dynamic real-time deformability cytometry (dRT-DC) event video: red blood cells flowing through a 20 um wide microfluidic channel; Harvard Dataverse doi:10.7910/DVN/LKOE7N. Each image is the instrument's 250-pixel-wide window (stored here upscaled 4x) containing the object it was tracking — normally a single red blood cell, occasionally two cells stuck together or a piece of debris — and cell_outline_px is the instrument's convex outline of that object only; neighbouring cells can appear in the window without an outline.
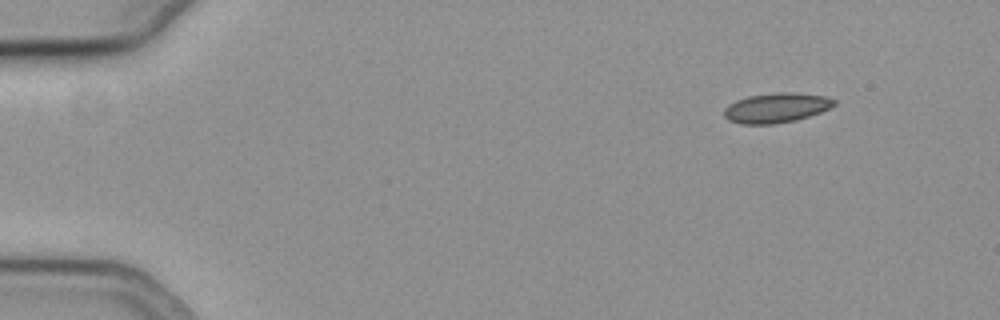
{"species": "common noctule bat (a hibernating species)", "species_latin": "Nyctalus noctula", "temperature_condition": "cold", "stored_images_in_passage": 50, "camera_frame_rate_fps": 3000, "um_per_image_px": 0.085, "animal": {"sex": "female", "body_mass_g": 19.3, "forearm_length_mm": 54.1}, "frame": {"image": 1, "passage_image": 1, "time_ms": 0.0, "image_size_px": [1000, 320], "cell_outline_px": [[836, 104], [820, 112], [796, 120], [776, 124], [740, 124], [728, 120], [724, 116], [724, 108], [728, 104], [736, 100], [748, 96], [776, 92], [792, 92], [824, 96], [836, 100]], "centroid_in_image_um": [65.95, 9.16], "position_along_channel_um": 19.1, "area_um2": 19.13}}
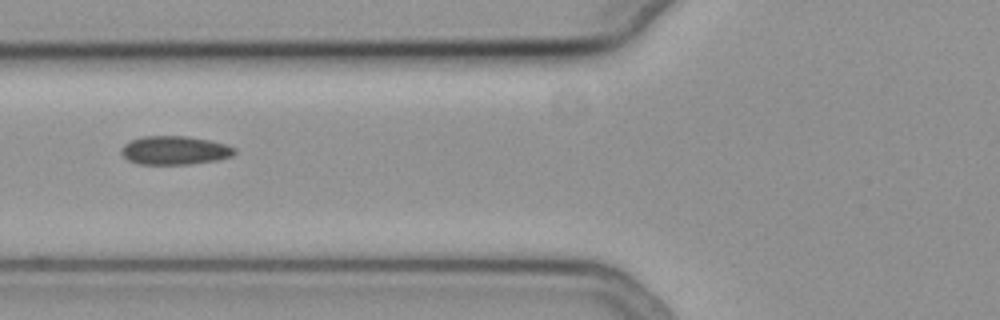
{"frame": {"image": 2, "passage_image": 17, "time_ms": 5.333, "image_size_px": [1000, 320], "cell_outline_px": [[236, 152], [232, 156], [216, 160], [188, 164], [140, 164], [128, 160], [120, 152], [120, 148], [124, 144], [132, 140], [144, 136], [184, 136], [208, 140], [224, 144], [236, 148]], "centroid_in_image_um": [14.83, 12.78], "position_along_channel_um": 111.0, "area_um2": 18.73}}
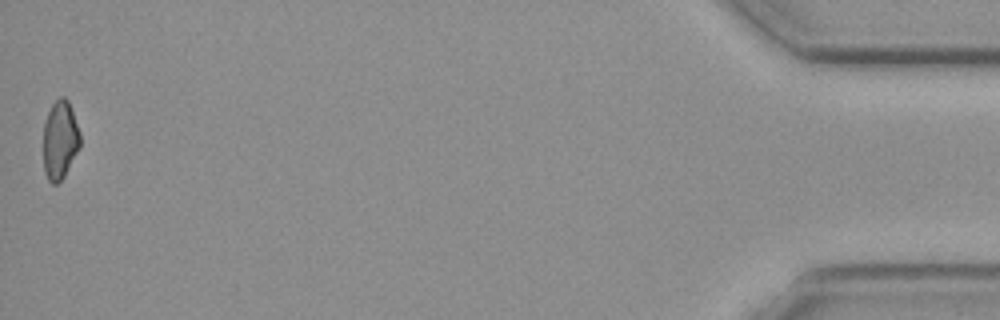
{"frame": {"image": 3, "passage_image": 50, "time_ms": 16.333, "image_size_px": [1000, 320], "cell_outline_px": [[80, 148], [64, 176], [56, 184], [52, 184], [48, 180], [44, 172], [44, 124], [48, 112], [52, 104], [60, 96], [64, 96], [68, 100], [80, 132]], "centroid_in_image_um": [5.1, 11.9], "position_along_channel_um": 430.1, "area_um2": 16.82}}